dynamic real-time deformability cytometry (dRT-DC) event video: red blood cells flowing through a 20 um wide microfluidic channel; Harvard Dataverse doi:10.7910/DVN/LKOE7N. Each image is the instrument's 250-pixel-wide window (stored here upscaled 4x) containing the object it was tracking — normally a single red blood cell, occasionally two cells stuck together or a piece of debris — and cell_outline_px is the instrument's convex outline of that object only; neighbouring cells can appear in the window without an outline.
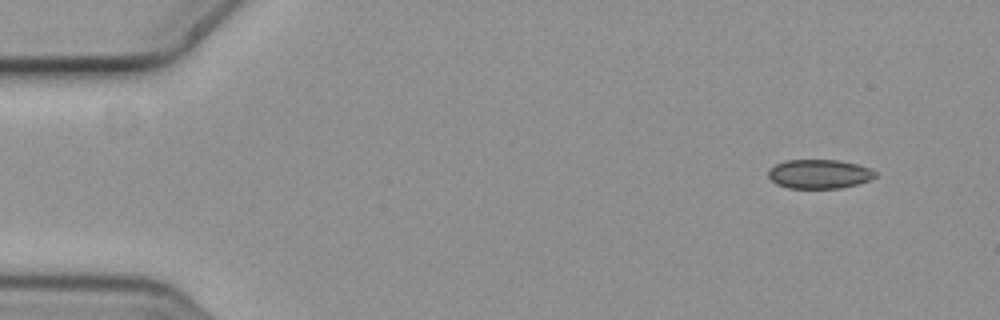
{"species": "common noctule bat (a hibernating species)", "species_latin": "Nyctalus noctula", "temperature_condition": "cold", "stored_images_in_passage": 4, "camera_frame_rate_fps": 3000, "um_per_image_px": 0.085, "animal": {"sex": "female", "body_mass_g": 19.3, "forearm_length_mm": 54.1}, "frame": {"image": 1, "passage_image": 1, "time_ms": 0.0, "image_size_px": [1000, 320], "cell_outline_px": [[876, 176], [868, 180], [856, 184], [840, 188], [788, 188], [776, 184], [768, 176], [768, 172], [776, 164], [784, 160], [840, 160], [856, 164], [868, 168], [876, 172]], "centroid_in_image_um": [69.61, 14.79], "position_along_channel_um": 15.4, "area_um2": 17.98}}
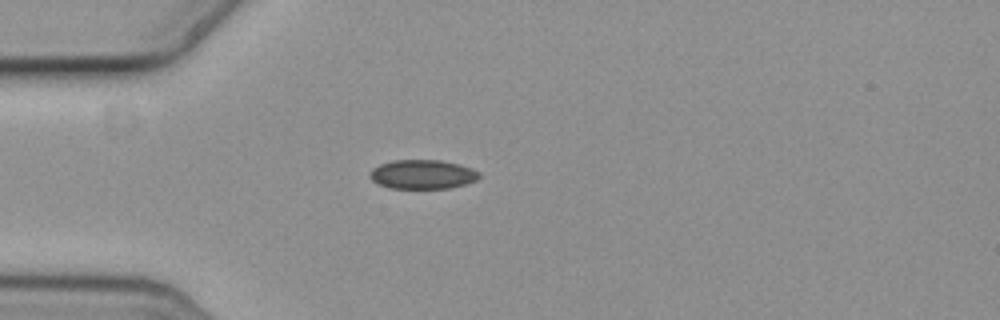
{"frame": {"image": 2, "passage_image": 4, "time_ms": 1.0, "image_size_px": [1000, 320], "cell_outline_px": [[480, 176], [476, 180], [464, 184], [448, 188], [388, 188], [376, 184], [368, 176], [372, 168], [380, 164], [392, 160], [440, 160], [472, 168], [480, 172]], "centroid_in_image_um": [35.87, 14.82], "position_along_channel_um": 49.1, "area_um2": 18.61}}